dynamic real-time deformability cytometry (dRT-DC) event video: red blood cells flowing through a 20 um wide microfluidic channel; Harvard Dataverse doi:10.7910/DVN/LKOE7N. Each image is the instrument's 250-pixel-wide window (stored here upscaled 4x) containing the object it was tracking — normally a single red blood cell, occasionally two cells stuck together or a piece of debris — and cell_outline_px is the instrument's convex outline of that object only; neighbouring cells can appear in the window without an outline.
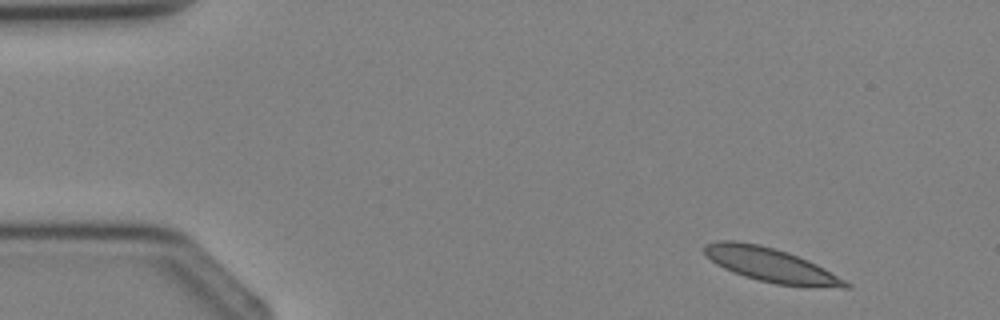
{"species": "Egyptian fruit bat (a non-hibernating species)", "species_latin": "Rousettus aegyptiacus", "temperature_condition": "cold", "stored_images_in_passage": 2, "camera_frame_rate_fps": 3000, "um_per_image_px": 0.085, "animal": {"sex": "female"}, "frame": {"image": 1, "passage_image": 2, "time_ms": 1.333, "image_size_px": [1000, 320], "cell_outline_px": [[852, 284], [848, 288], [808, 288], [776, 284], [744, 276], [732, 272], [716, 264], [704, 252], [704, 244], [716, 240], [732, 240], [760, 244], [788, 252], [808, 260], [824, 268]], "centroid_in_image_um": [65.56, 22.54], "position_along_channel_um": 19.4, "area_um2": 28.26}}